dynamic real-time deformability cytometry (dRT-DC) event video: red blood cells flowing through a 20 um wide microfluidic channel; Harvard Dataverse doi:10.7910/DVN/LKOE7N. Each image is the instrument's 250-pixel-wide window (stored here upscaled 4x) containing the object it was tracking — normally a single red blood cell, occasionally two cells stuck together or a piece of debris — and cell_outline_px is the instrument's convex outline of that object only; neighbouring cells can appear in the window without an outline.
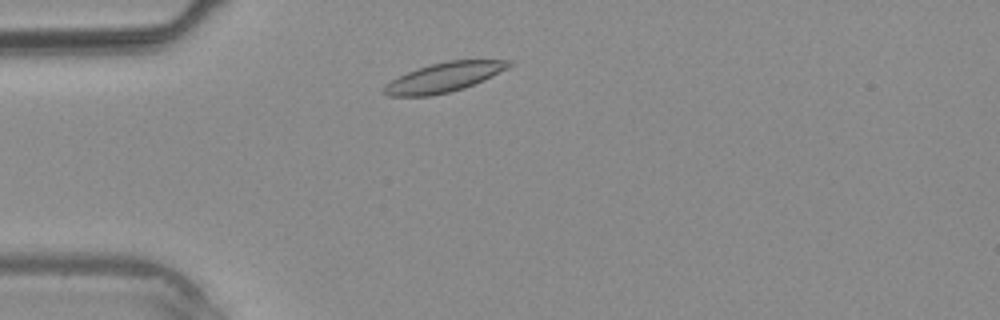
{"species": "common noctule bat (a hibernating species)", "species_latin": "Nyctalus noctula", "temperature_condition": "warm", "stored_images_in_passage": 32, "camera_frame_rate_fps": 3000, "um_per_image_px": 0.085, "animal": {"sex": "male", "body_mass_g": 20.4}, "frame": {"image": 1, "passage_image": 4, "time_ms": 1.0, "image_size_px": [1000, 320], "cell_outline_px": [[512, 64], [508, 68], [484, 80], [464, 88], [432, 96], [388, 96], [380, 92], [384, 84], [416, 68], [448, 60], [512, 60]], "centroid_in_image_um": [37.71, 6.58], "position_along_channel_um": 47.3, "area_um2": 21.44}}
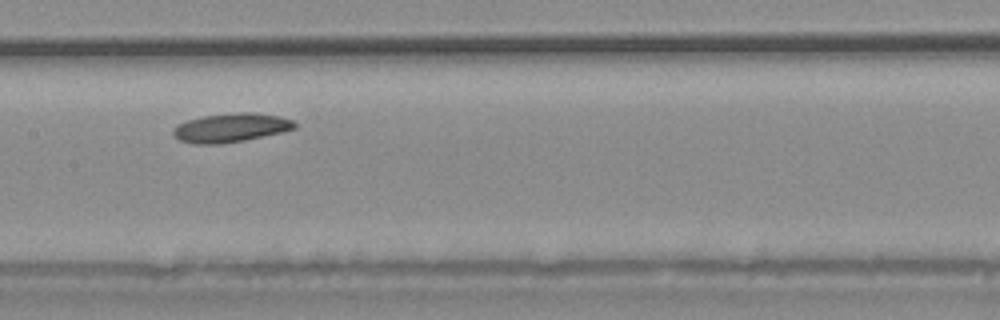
{"frame": {"image": 2, "passage_image": 13, "time_ms": 4.0, "image_size_px": [1000, 320], "cell_outline_px": [[296, 128], [284, 132], [244, 140], [220, 144], [196, 144], [180, 140], [172, 132], [180, 124], [188, 120], [204, 116], [240, 112], [256, 112], [280, 116], [292, 120], [296, 124]], "centroid_in_image_um": [19.7, 10.85], "position_along_channel_um": 187.7, "area_um2": 20.23}}
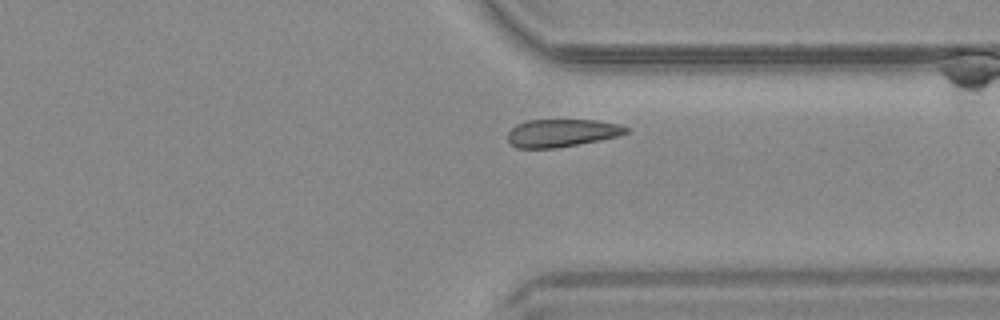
{"frame": {"image": 3, "passage_image": 23, "time_ms": 7.333, "image_size_px": [1000, 320], "cell_outline_px": [[628, 132], [620, 136], [600, 140], [556, 148], [516, 148], [508, 140], [508, 132], [516, 124], [528, 120], [596, 120], [620, 124], [628, 128]], "centroid_in_image_um": [47.77, 11.3], "position_along_channel_um": 363.6, "area_um2": 19.19}}